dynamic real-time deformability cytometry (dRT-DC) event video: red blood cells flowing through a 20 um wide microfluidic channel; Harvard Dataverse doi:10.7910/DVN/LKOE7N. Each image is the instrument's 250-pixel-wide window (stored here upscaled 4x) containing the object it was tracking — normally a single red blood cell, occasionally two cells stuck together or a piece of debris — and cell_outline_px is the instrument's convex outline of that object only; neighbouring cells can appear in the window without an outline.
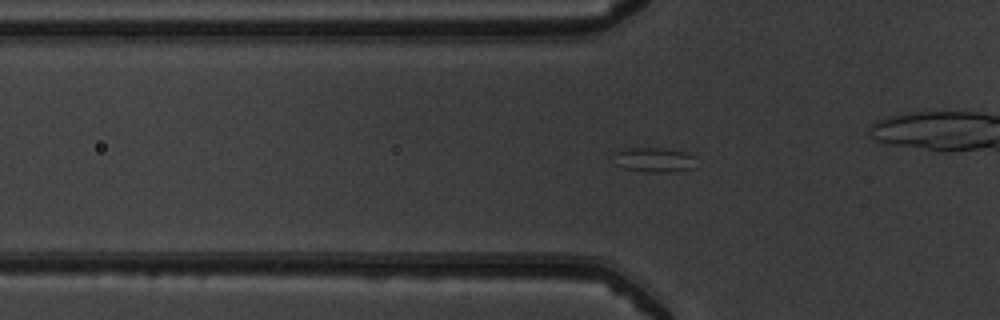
{"species": "common noctule bat (a hibernating species)", "species_latin": "Nyctalus noctula", "temperature_condition": "warm", "stored_images_in_passage": 46, "camera_frame_rate_fps": 3000, "um_per_image_px": 0.085, "animal": {"sex": "male", "body_mass_g": 19.5, "forearm_length_mm": 54.6}, "frame": {"image": 1, "passage_image": 11, "time_ms": 3.333, "image_size_px": [1000, 320], "cell_outline_px": [[696, 168], [672, 172], [648, 172], [624, 168], [616, 164], [616, 152], [628, 148], [656, 148], [684, 152], [692, 156]], "centroid_in_image_um": [55.63, 13.6], "position_along_channel_um": 70.2, "area_um2": 11.5}}
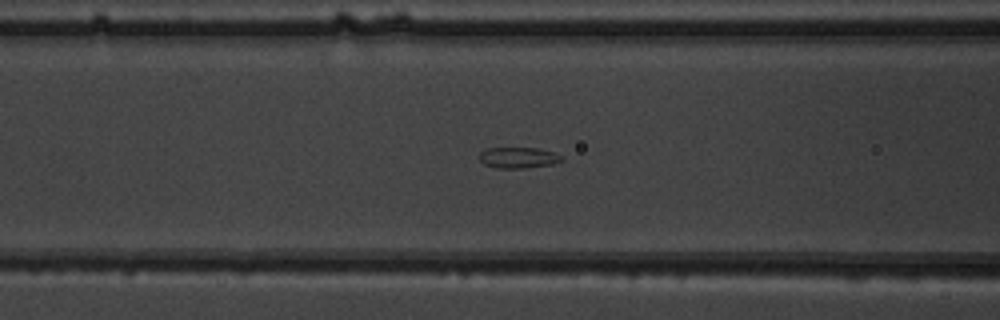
{"frame": {"image": 2, "passage_image": 15, "time_ms": 4.667, "image_size_px": [1000, 320], "cell_outline_px": [[564, 160], [552, 164], [524, 168], [496, 168], [484, 164], [480, 160], [480, 152], [488, 148], [536, 148], [552, 152], [564, 156]], "centroid_in_image_um": [44.07, 13.4], "position_along_channel_um": 122.5, "area_um2": 10.0}}
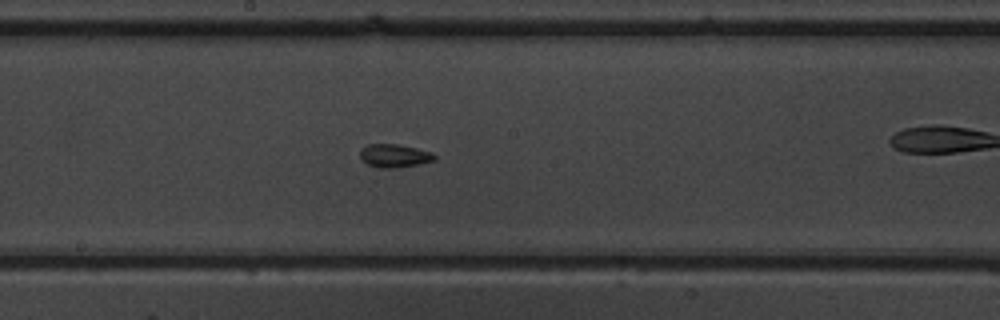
{"frame": {"image": 3, "passage_image": 22, "time_ms": 7.0, "image_size_px": [1000, 320], "cell_outline_px": [[436, 160], [420, 164], [396, 168], [380, 168], [368, 164], [360, 156], [360, 148], [368, 144], [396, 144], [416, 148], [432, 152], [436, 156]], "centroid_in_image_um": [33.54, 13.24], "position_along_channel_um": 214.7, "area_um2": 10.12}, "authors_computed_cell_mechanics": {"area_um2": 10.2595, "velocity_mm_per_s": 3.9592, "shape_relaxation_time_tau1_ms": null, "shape_relaxation_time_tau2_ms": 2.4867, "deformation_change_tau1": null, "deformation_change_tau2": 0.0889}}